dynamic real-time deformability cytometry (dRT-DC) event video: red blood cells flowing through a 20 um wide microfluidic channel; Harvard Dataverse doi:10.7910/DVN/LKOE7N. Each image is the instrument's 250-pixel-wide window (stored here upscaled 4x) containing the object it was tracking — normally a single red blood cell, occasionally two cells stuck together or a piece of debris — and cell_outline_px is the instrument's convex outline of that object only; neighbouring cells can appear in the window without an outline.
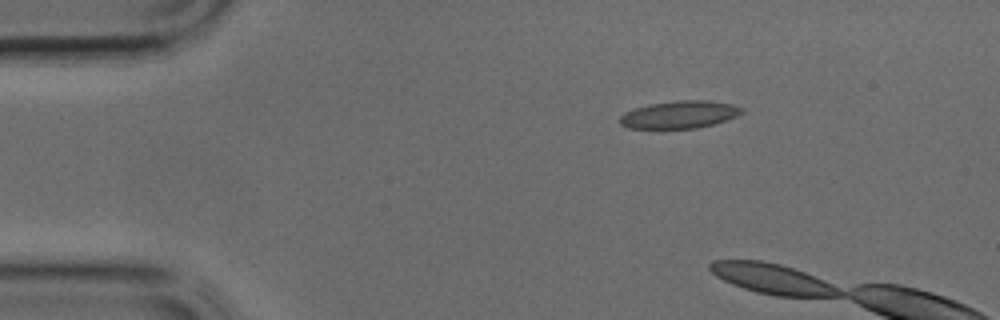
{"species": "common noctule bat (a hibernating species)", "species_latin": "Nyctalus noctula", "temperature_condition": "cold", "stored_images_in_passage": 3, "camera_frame_rate_fps": 3000, "um_per_image_px": 0.085, "animal": {"sex": "male", "body_mass_g": 17.9, "forearm_length_mm": 54.2}, "frame": {"image": 1, "passage_image": 1, "time_ms": 0.0, "image_size_px": [1000, 320], "cell_outline_px": [[744, 112], [736, 116], [712, 124], [696, 128], [628, 128], [620, 124], [620, 116], [624, 112], [648, 104], [676, 100], [704, 100], [732, 104], [744, 108]], "centroid_in_image_um": [57.74, 9.73], "position_along_channel_um": 27.3, "area_um2": 19.42}}